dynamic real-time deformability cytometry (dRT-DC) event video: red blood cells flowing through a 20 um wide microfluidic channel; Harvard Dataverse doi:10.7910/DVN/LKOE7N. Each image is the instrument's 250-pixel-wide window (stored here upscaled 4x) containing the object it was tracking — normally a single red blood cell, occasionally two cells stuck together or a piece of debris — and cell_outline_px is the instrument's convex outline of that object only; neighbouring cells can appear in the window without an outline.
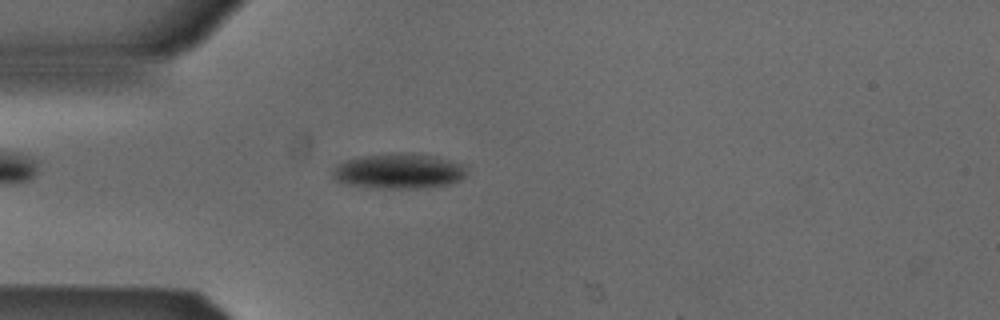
{"species": "Egyptian fruit bat (a non-hibernating species)", "species_latin": "Rousettus aegyptiacus", "temperature_condition": "cold", "stored_images_in_passage": 48, "camera_frame_rate_fps": 3000, "um_per_image_px": 0.085, "animal": {"sex": "male"}, "frame": {"image": 1, "passage_image": 10, "time_ms": 3.0, "image_size_px": [1000, 320], "cell_outline_px": [[468, 172], [460, 180], [448, 184], [416, 188], [376, 188], [348, 184], [332, 180], [332, 168], [336, 164], [344, 160], [364, 156], [436, 156], [468, 164]], "centroid_in_image_um": [33.91, 14.59], "position_along_channel_um": 51.1, "area_um2": 26.82}}
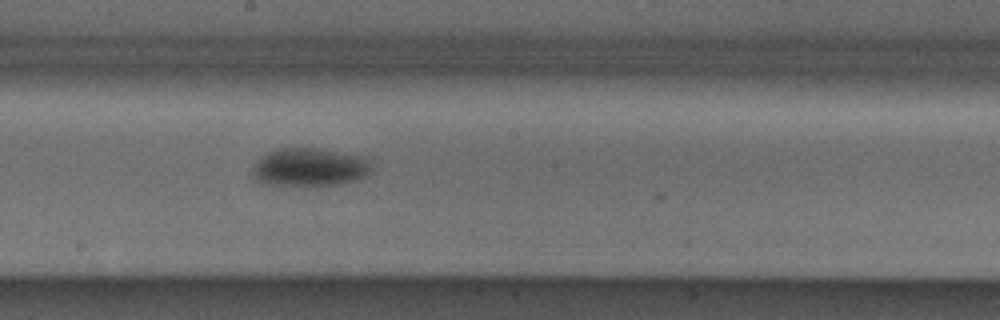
{"frame": {"image": 2, "passage_image": 24, "time_ms": 7.667, "image_size_px": [1000, 320], "cell_outline_px": [[368, 172], [364, 176], [356, 180], [336, 184], [268, 184], [256, 180], [252, 176], [252, 168], [256, 160], [268, 152], [280, 148], [316, 148], [356, 156], [368, 160]], "centroid_in_image_um": [26.21, 14.2], "position_along_channel_um": 222.0, "area_um2": 25.55}}
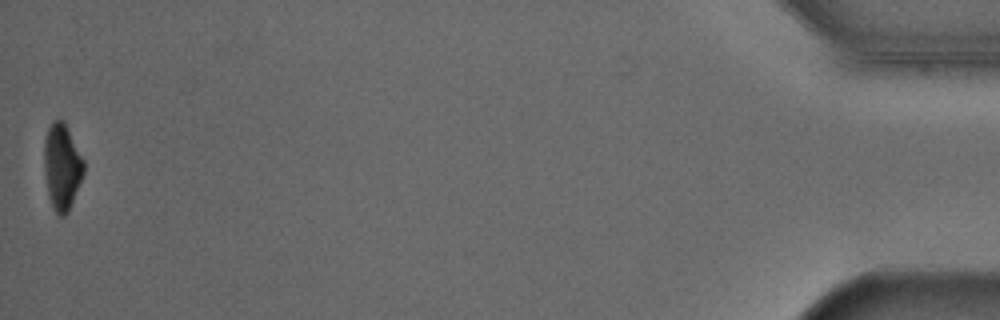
{"frame": {"image": 3, "passage_image": 48, "time_ms": 15.667, "image_size_px": [1000, 320], "cell_outline_px": [[84, 172], [68, 212], [64, 216], [60, 216], [56, 212], [48, 196], [44, 172], [44, 140], [48, 128], [52, 120], [64, 120], [84, 160]], "centroid_in_image_um": [5.26, 14.14], "position_along_channel_um": 429.9, "area_um2": 19.83}, "authors_computed_cell_mechanics": {"area_um2": 25.2008, "velocity_mm_per_s": 3.8733, "shape_relaxation_time_tau1_ms": 2.55, "shape_relaxation_time_tau2_ms": null, "deformation_change_tau1": 0.1004, "deformation_change_tau2": null}}